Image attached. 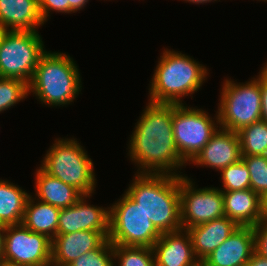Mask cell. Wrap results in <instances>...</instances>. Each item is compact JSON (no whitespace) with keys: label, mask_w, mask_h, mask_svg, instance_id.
Returning <instances> with one entry per match:
<instances>
[{"label":"cell","mask_w":267,"mask_h":266,"mask_svg":"<svg viewBox=\"0 0 267 266\" xmlns=\"http://www.w3.org/2000/svg\"><path fill=\"white\" fill-rule=\"evenodd\" d=\"M182 1V0H181ZM185 2H188L190 4H206V3H210V2H217V1H220V0H183Z\"/></svg>","instance_id":"d590c367"},{"label":"cell","mask_w":267,"mask_h":266,"mask_svg":"<svg viewBox=\"0 0 267 266\" xmlns=\"http://www.w3.org/2000/svg\"><path fill=\"white\" fill-rule=\"evenodd\" d=\"M125 192L139 205L161 233L182 229L180 220V176L134 174Z\"/></svg>","instance_id":"3957f363"},{"label":"cell","mask_w":267,"mask_h":266,"mask_svg":"<svg viewBox=\"0 0 267 266\" xmlns=\"http://www.w3.org/2000/svg\"><path fill=\"white\" fill-rule=\"evenodd\" d=\"M110 207L108 239L113 245L153 247L161 233L124 191Z\"/></svg>","instance_id":"52a82bcc"},{"label":"cell","mask_w":267,"mask_h":266,"mask_svg":"<svg viewBox=\"0 0 267 266\" xmlns=\"http://www.w3.org/2000/svg\"><path fill=\"white\" fill-rule=\"evenodd\" d=\"M246 266H267V259L254 253Z\"/></svg>","instance_id":"d6a6232c"},{"label":"cell","mask_w":267,"mask_h":266,"mask_svg":"<svg viewBox=\"0 0 267 266\" xmlns=\"http://www.w3.org/2000/svg\"><path fill=\"white\" fill-rule=\"evenodd\" d=\"M242 159L240 139L237 132L219 127L208 143L188 164L212 168L220 172L223 168Z\"/></svg>","instance_id":"4fadbf2b"},{"label":"cell","mask_w":267,"mask_h":266,"mask_svg":"<svg viewBox=\"0 0 267 266\" xmlns=\"http://www.w3.org/2000/svg\"><path fill=\"white\" fill-rule=\"evenodd\" d=\"M4 32H5V30H4L3 28L0 27V40H1V38H2V36H3V34H4Z\"/></svg>","instance_id":"74e56055"},{"label":"cell","mask_w":267,"mask_h":266,"mask_svg":"<svg viewBox=\"0 0 267 266\" xmlns=\"http://www.w3.org/2000/svg\"><path fill=\"white\" fill-rule=\"evenodd\" d=\"M44 24L38 0H0V27L5 31H38Z\"/></svg>","instance_id":"ac0fdd59"},{"label":"cell","mask_w":267,"mask_h":266,"mask_svg":"<svg viewBox=\"0 0 267 266\" xmlns=\"http://www.w3.org/2000/svg\"><path fill=\"white\" fill-rule=\"evenodd\" d=\"M255 253L267 259V222L261 221L253 226Z\"/></svg>","instance_id":"f546056e"},{"label":"cell","mask_w":267,"mask_h":266,"mask_svg":"<svg viewBox=\"0 0 267 266\" xmlns=\"http://www.w3.org/2000/svg\"><path fill=\"white\" fill-rule=\"evenodd\" d=\"M160 55L150 78L148 101L186 104L183 97L193 98L201 90L208 78L209 68L182 51L164 48Z\"/></svg>","instance_id":"7a4b0ae2"},{"label":"cell","mask_w":267,"mask_h":266,"mask_svg":"<svg viewBox=\"0 0 267 266\" xmlns=\"http://www.w3.org/2000/svg\"><path fill=\"white\" fill-rule=\"evenodd\" d=\"M28 84L19 79L0 77V114L28 98Z\"/></svg>","instance_id":"d4e9b609"},{"label":"cell","mask_w":267,"mask_h":266,"mask_svg":"<svg viewBox=\"0 0 267 266\" xmlns=\"http://www.w3.org/2000/svg\"><path fill=\"white\" fill-rule=\"evenodd\" d=\"M260 200H261V221L267 222V192L260 197Z\"/></svg>","instance_id":"836d02e7"},{"label":"cell","mask_w":267,"mask_h":266,"mask_svg":"<svg viewBox=\"0 0 267 266\" xmlns=\"http://www.w3.org/2000/svg\"><path fill=\"white\" fill-rule=\"evenodd\" d=\"M263 65L256 77L260 80L261 88V120L267 122V61Z\"/></svg>","instance_id":"4dcf8cb0"},{"label":"cell","mask_w":267,"mask_h":266,"mask_svg":"<svg viewBox=\"0 0 267 266\" xmlns=\"http://www.w3.org/2000/svg\"><path fill=\"white\" fill-rule=\"evenodd\" d=\"M52 239L23 224L7 225L2 258L22 266H51Z\"/></svg>","instance_id":"8fae6325"},{"label":"cell","mask_w":267,"mask_h":266,"mask_svg":"<svg viewBox=\"0 0 267 266\" xmlns=\"http://www.w3.org/2000/svg\"><path fill=\"white\" fill-rule=\"evenodd\" d=\"M59 208L41 202L31 194L25 206L22 224L35 233L53 239L58 234Z\"/></svg>","instance_id":"44dd1931"},{"label":"cell","mask_w":267,"mask_h":266,"mask_svg":"<svg viewBox=\"0 0 267 266\" xmlns=\"http://www.w3.org/2000/svg\"><path fill=\"white\" fill-rule=\"evenodd\" d=\"M254 253L253 226H239L201 266H246Z\"/></svg>","instance_id":"5bb4252c"},{"label":"cell","mask_w":267,"mask_h":266,"mask_svg":"<svg viewBox=\"0 0 267 266\" xmlns=\"http://www.w3.org/2000/svg\"><path fill=\"white\" fill-rule=\"evenodd\" d=\"M214 118L205 109L174 104L172 128L176 147L189 164L220 127L218 112Z\"/></svg>","instance_id":"9c48e42d"},{"label":"cell","mask_w":267,"mask_h":266,"mask_svg":"<svg viewBox=\"0 0 267 266\" xmlns=\"http://www.w3.org/2000/svg\"><path fill=\"white\" fill-rule=\"evenodd\" d=\"M173 110L174 104L150 101L142 110L127 144V156L136 164L137 174L186 175L181 170L188 164L174 140Z\"/></svg>","instance_id":"6da1fadb"},{"label":"cell","mask_w":267,"mask_h":266,"mask_svg":"<svg viewBox=\"0 0 267 266\" xmlns=\"http://www.w3.org/2000/svg\"><path fill=\"white\" fill-rule=\"evenodd\" d=\"M0 266H22V265H18L14 262H11V261H8V260L1 258L0 259Z\"/></svg>","instance_id":"8d00e7d4"},{"label":"cell","mask_w":267,"mask_h":266,"mask_svg":"<svg viewBox=\"0 0 267 266\" xmlns=\"http://www.w3.org/2000/svg\"><path fill=\"white\" fill-rule=\"evenodd\" d=\"M152 249L156 266H201L186 229L163 233Z\"/></svg>","instance_id":"2e32d148"},{"label":"cell","mask_w":267,"mask_h":266,"mask_svg":"<svg viewBox=\"0 0 267 266\" xmlns=\"http://www.w3.org/2000/svg\"><path fill=\"white\" fill-rule=\"evenodd\" d=\"M68 266H114V245L107 238L98 248L84 253Z\"/></svg>","instance_id":"83f0119b"},{"label":"cell","mask_w":267,"mask_h":266,"mask_svg":"<svg viewBox=\"0 0 267 266\" xmlns=\"http://www.w3.org/2000/svg\"><path fill=\"white\" fill-rule=\"evenodd\" d=\"M109 232L77 231L57 234L52 239L51 266H68L81 255L98 248Z\"/></svg>","instance_id":"9a60e30c"},{"label":"cell","mask_w":267,"mask_h":266,"mask_svg":"<svg viewBox=\"0 0 267 266\" xmlns=\"http://www.w3.org/2000/svg\"><path fill=\"white\" fill-rule=\"evenodd\" d=\"M253 1H254V0H253ZM257 1H259V2H260V1H262V2L264 1L265 3L267 2V0H257Z\"/></svg>","instance_id":"f35d334b"},{"label":"cell","mask_w":267,"mask_h":266,"mask_svg":"<svg viewBox=\"0 0 267 266\" xmlns=\"http://www.w3.org/2000/svg\"><path fill=\"white\" fill-rule=\"evenodd\" d=\"M35 174L36 193L33 197L41 202L63 209L74 205L83 196L75 187L48 175L40 167L36 168Z\"/></svg>","instance_id":"ffe728a7"},{"label":"cell","mask_w":267,"mask_h":266,"mask_svg":"<svg viewBox=\"0 0 267 266\" xmlns=\"http://www.w3.org/2000/svg\"><path fill=\"white\" fill-rule=\"evenodd\" d=\"M188 176H180V220L188 229L225 216L223 192L219 187L197 188Z\"/></svg>","instance_id":"30bf717a"},{"label":"cell","mask_w":267,"mask_h":266,"mask_svg":"<svg viewBox=\"0 0 267 266\" xmlns=\"http://www.w3.org/2000/svg\"><path fill=\"white\" fill-rule=\"evenodd\" d=\"M224 213L239 226H255L261 222L260 196L250 188L223 192Z\"/></svg>","instance_id":"d6986e66"},{"label":"cell","mask_w":267,"mask_h":266,"mask_svg":"<svg viewBox=\"0 0 267 266\" xmlns=\"http://www.w3.org/2000/svg\"><path fill=\"white\" fill-rule=\"evenodd\" d=\"M6 226L0 224V258L3 256L4 252V236H5Z\"/></svg>","instance_id":"e575fe53"},{"label":"cell","mask_w":267,"mask_h":266,"mask_svg":"<svg viewBox=\"0 0 267 266\" xmlns=\"http://www.w3.org/2000/svg\"><path fill=\"white\" fill-rule=\"evenodd\" d=\"M237 133L242 156L267 155V122H254Z\"/></svg>","instance_id":"603a6c76"},{"label":"cell","mask_w":267,"mask_h":266,"mask_svg":"<svg viewBox=\"0 0 267 266\" xmlns=\"http://www.w3.org/2000/svg\"><path fill=\"white\" fill-rule=\"evenodd\" d=\"M46 51L38 31H5L0 40V77L29 84Z\"/></svg>","instance_id":"ba28073f"},{"label":"cell","mask_w":267,"mask_h":266,"mask_svg":"<svg viewBox=\"0 0 267 266\" xmlns=\"http://www.w3.org/2000/svg\"><path fill=\"white\" fill-rule=\"evenodd\" d=\"M250 174V189L260 197L267 192V155L242 156Z\"/></svg>","instance_id":"4316f807"},{"label":"cell","mask_w":267,"mask_h":266,"mask_svg":"<svg viewBox=\"0 0 267 266\" xmlns=\"http://www.w3.org/2000/svg\"><path fill=\"white\" fill-rule=\"evenodd\" d=\"M77 138H55L42 157L40 168L83 195L94 194L97 186L94 162Z\"/></svg>","instance_id":"5b68a950"},{"label":"cell","mask_w":267,"mask_h":266,"mask_svg":"<svg viewBox=\"0 0 267 266\" xmlns=\"http://www.w3.org/2000/svg\"><path fill=\"white\" fill-rule=\"evenodd\" d=\"M78 67L70 55L46 51L28 84V94H32L43 106L57 108L72 105L82 90Z\"/></svg>","instance_id":"277c9868"},{"label":"cell","mask_w":267,"mask_h":266,"mask_svg":"<svg viewBox=\"0 0 267 266\" xmlns=\"http://www.w3.org/2000/svg\"><path fill=\"white\" fill-rule=\"evenodd\" d=\"M114 266H155L153 249L144 246L114 245Z\"/></svg>","instance_id":"cb8c5ba5"},{"label":"cell","mask_w":267,"mask_h":266,"mask_svg":"<svg viewBox=\"0 0 267 266\" xmlns=\"http://www.w3.org/2000/svg\"><path fill=\"white\" fill-rule=\"evenodd\" d=\"M22 186L0 178V224L19 225L25 213V206L31 192Z\"/></svg>","instance_id":"7402d4cb"},{"label":"cell","mask_w":267,"mask_h":266,"mask_svg":"<svg viewBox=\"0 0 267 266\" xmlns=\"http://www.w3.org/2000/svg\"><path fill=\"white\" fill-rule=\"evenodd\" d=\"M93 195H83L74 205L60 210L58 234L81 230L109 232L110 207L89 203Z\"/></svg>","instance_id":"7c38bea8"},{"label":"cell","mask_w":267,"mask_h":266,"mask_svg":"<svg viewBox=\"0 0 267 266\" xmlns=\"http://www.w3.org/2000/svg\"><path fill=\"white\" fill-rule=\"evenodd\" d=\"M238 227L239 225L235 221L224 216L186 229L191 238L194 254L200 263Z\"/></svg>","instance_id":"e0dca14e"},{"label":"cell","mask_w":267,"mask_h":266,"mask_svg":"<svg viewBox=\"0 0 267 266\" xmlns=\"http://www.w3.org/2000/svg\"><path fill=\"white\" fill-rule=\"evenodd\" d=\"M221 86L216 109L221 128L238 132L261 120V88L257 77L239 83L227 77Z\"/></svg>","instance_id":"8992f818"},{"label":"cell","mask_w":267,"mask_h":266,"mask_svg":"<svg viewBox=\"0 0 267 266\" xmlns=\"http://www.w3.org/2000/svg\"><path fill=\"white\" fill-rule=\"evenodd\" d=\"M89 0H67L70 6V14L80 12L87 6Z\"/></svg>","instance_id":"1f68e13d"},{"label":"cell","mask_w":267,"mask_h":266,"mask_svg":"<svg viewBox=\"0 0 267 266\" xmlns=\"http://www.w3.org/2000/svg\"><path fill=\"white\" fill-rule=\"evenodd\" d=\"M222 192L239 191L250 188V174L247 165L239 162L223 168L221 171Z\"/></svg>","instance_id":"484cf974"},{"label":"cell","mask_w":267,"mask_h":266,"mask_svg":"<svg viewBox=\"0 0 267 266\" xmlns=\"http://www.w3.org/2000/svg\"><path fill=\"white\" fill-rule=\"evenodd\" d=\"M39 11L44 23H46L51 14L55 11L56 13L70 14V6L67 0H38Z\"/></svg>","instance_id":"f1b7e54d"}]
</instances>
